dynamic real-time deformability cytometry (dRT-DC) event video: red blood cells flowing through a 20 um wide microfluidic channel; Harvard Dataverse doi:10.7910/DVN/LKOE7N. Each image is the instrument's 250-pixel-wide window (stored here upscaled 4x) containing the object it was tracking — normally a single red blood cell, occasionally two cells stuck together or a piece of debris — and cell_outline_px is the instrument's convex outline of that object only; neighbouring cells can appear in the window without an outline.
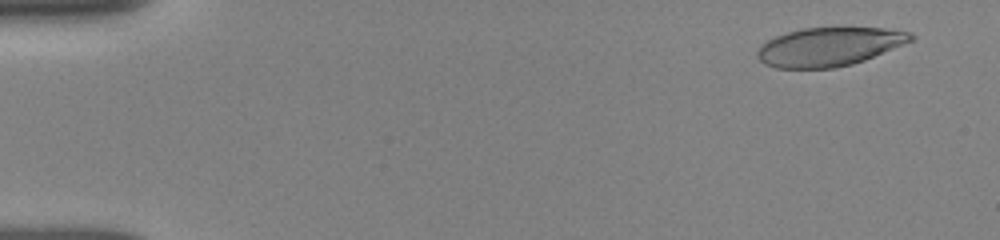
{"species": "human", "species_latin": "Homo sapiens", "temperature_condition": "room temperature", "stored_images_in_passage": 17, "camera_frame_rate_fps": 3000, "um_per_image_px": 0.085, "donor": {"sex": "female"}, "frame": {"image": 1, "passage_image": 2, "time_ms": 0.333, "image_size_px": [1000, 240], "cell_outline_px": [[916, 36], [912, 40], [864, 60], [852, 64], [836, 68], [776, 68], [764, 64], [756, 56], [756, 52], [768, 40], [776, 36], [788, 32], [804, 28], [840, 24], [884, 28], [908, 32]], "centroid_in_image_um": [70.49, 3.92], "position_along_channel_um": 14.5, "area_um2": 35.32}}
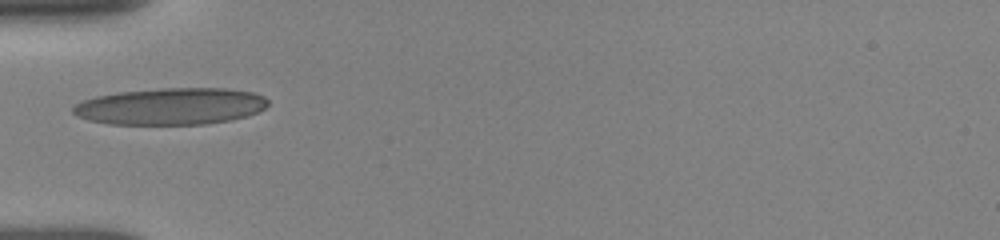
{"frame": {"image": 2, "passage_image": 13, "time_ms": 5.0, "image_size_px": [1000, 240], "cell_outline_px": [[268, 104], [264, 108], [248, 116], [232, 120], [204, 124], [108, 124], [88, 120], [76, 116], [72, 112], [72, 108], [76, 104], [84, 100], [96, 96], [120, 92], [160, 88], [224, 88], [252, 92], [264, 96], [268, 100]], "centroid_in_image_um": [14.51, 9.04], "position_along_channel_um": 70.5, "area_um2": 41.85}}
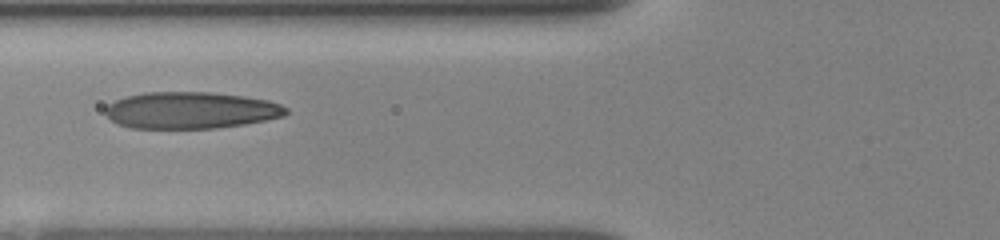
{"frame": {"image": 3, "passage_image": 15, "time_ms": 6.0, "image_size_px": [1000, 240], "cell_outline_px": [[288, 112], [284, 116], [244, 124], [216, 128], [132, 128], [116, 124], [104, 112], [104, 108], [108, 104], [116, 100], [128, 96], [144, 92], [208, 92], [244, 96], [268, 100], [280, 104], [288, 108]], "centroid_in_image_um": [16.2, 9.37], "position_along_channel_um": 109.6, "area_um2": 38.67}}